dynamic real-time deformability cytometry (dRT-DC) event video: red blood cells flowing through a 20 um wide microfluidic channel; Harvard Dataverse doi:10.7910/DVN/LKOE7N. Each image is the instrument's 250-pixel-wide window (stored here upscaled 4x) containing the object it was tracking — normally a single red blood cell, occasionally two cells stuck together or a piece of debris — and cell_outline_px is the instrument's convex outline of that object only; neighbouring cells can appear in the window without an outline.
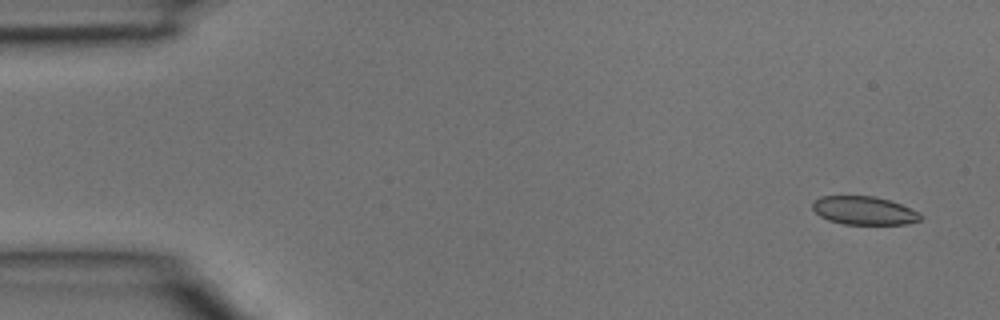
{"species": "common noctule bat (a hibernating species)", "species_latin": "Nyctalus noctula", "temperature_condition": "room temperature", "stored_images_in_passage": 4, "camera_frame_rate_fps": 3000, "um_per_image_px": 0.085, "animal": {"sex": "male", "body_mass_g": 15.6}, "frame": {"image": 1, "passage_image": 1, "time_ms": 0.0, "image_size_px": [1000, 320], "cell_outline_px": [[924, 216], [920, 220], [904, 224], [844, 224], [828, 220], [820, 216], [812, 208], [812, 204], [820, 196], [876, 196], [900, 204], [920, 212]], "centroid_in_image_um": [73.46, 17.9], "position_along_channel_um": 11.5, "area_um2": 17.8}}
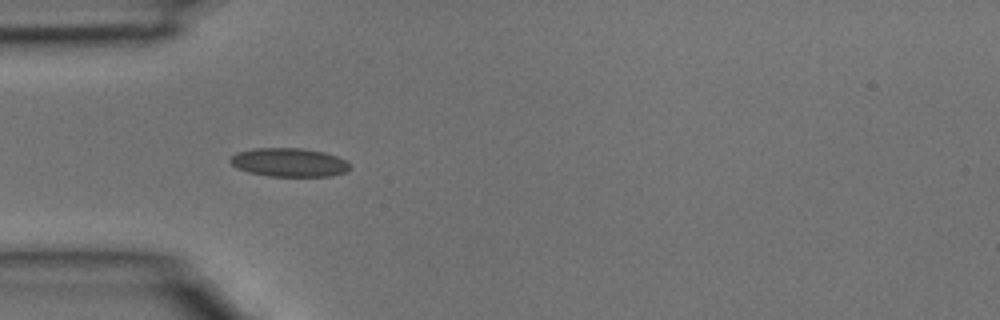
{"frame": {"image": 2, "passage_image": 4, "time_ms": 1.0, "image_size_px": [1000, 320], "cell_outline_px": [[352, 168], [344, 172], [332, 176], [268, 176], [248, 172], [236, 168], [228, 160], [236, 152], [252, 148], [300, 148], [324, 152], [336, 156], [352, 164]], "centroid_in_image_um": [24.56, 13.8], "position_along_channel_um": 60.4, "area_um2": 20.11}}